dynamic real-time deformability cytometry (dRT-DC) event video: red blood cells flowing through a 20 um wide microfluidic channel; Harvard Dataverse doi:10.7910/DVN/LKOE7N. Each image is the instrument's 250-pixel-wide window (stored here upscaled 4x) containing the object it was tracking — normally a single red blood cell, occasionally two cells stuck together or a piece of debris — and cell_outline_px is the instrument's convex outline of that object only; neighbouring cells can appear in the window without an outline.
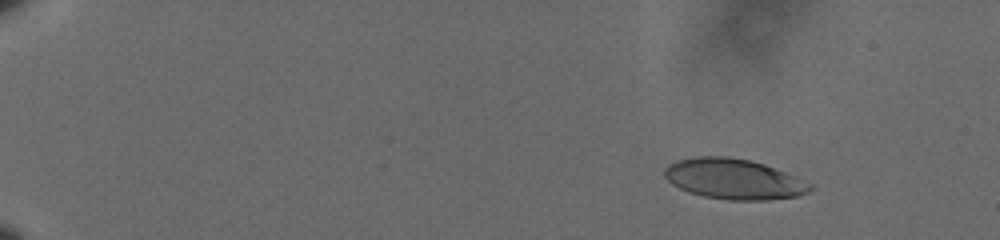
{"species": "human", "species_latin": "Homo sapiens", "temperature_condition": "cold", "stored_images_in_passage": 53, "camera_frame_rate_fps": 3000, "um_per_image_px": 0.085, "donor": {"sex": "male"}, "frame": {"image": 1, "passage_image": 1, "time_ms": 0.0, "image_size_px": [1000, 240], "cell_outline_px": [[812, 188], [808, 192], [796, 196], [764, 200], [728, 200], [704, 196], [688, 192], [672, 184], [664, 176], [664, 168], [668, 164], [676, 160], [692, 156], [728, 156], [752, 160], [764, 164], [784, 172], [812, 184]], "centroid_in_image_um": [62.31, 15.2], "position_along_channel_um": 22.7, "area_um2": 34.28}}
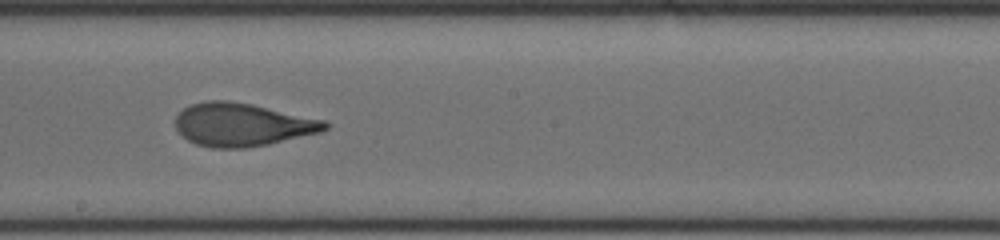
{"frame": {"image": 2, "passage_image": 30, "time_ms": 9.667, "image_size_px": [1000, 240], "cell_outline_px": [[332, 124], [328, 128], [320, 132], [268, 144], [244, 148], [212, 148], [196, 144], [188, 140], [176, 128], [176, 116], [184, 108], [192, 104], [208, 100], [228, 100], [252, 104], [324, 120]], "centroid_in_image_um": [20.6, 10.59], "position_along_channel_um": 227.6, "area_um2": 37.4}}
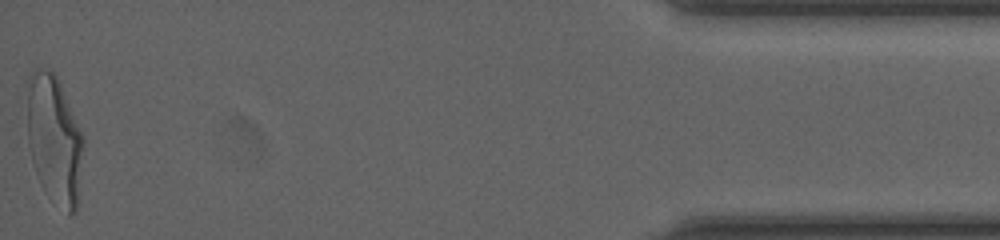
{"frame": {"image": 3, "passage_image": 53, "time_ms": 17.333, "image_size_px": [1000, 240], "cell_outline_px": [[84, 144], [76, 212], [68, 216], [44, 192], [40, 184], [32, 160], [28, 144], [28, 76], [36, 68], [48, 68], [56, 76], [60, 84], [84, 136]], "centroid_in_image_um": [4.63, 11.89], "position_along_channel_um": 430.6, "area_um2": 42.19}, "authors_computed_cell_mechanics": {"area_um2": 37.1076, "velocity_mm_per_s": 3.6071, "shape_relaxation_time_tau1_ms": 4.9853, "shape_relaxation_time_tau2_ms": 1.0849, "deformation_change_tau1": 0.2038, "deformation_change_tau2": 0.0819}}